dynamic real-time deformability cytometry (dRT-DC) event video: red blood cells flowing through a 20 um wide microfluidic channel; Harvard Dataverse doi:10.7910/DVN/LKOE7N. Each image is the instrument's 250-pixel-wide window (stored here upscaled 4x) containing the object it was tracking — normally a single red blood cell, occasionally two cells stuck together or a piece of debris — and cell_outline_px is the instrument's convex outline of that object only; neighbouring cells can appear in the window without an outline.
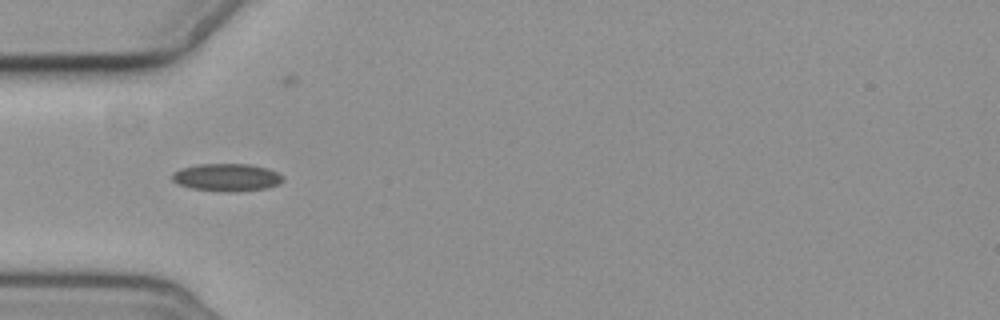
{"species": "common noctule bat (a hibernating species)", "species_latin": "Nyctalus noctula", "temperature_condition": "cold", "stored_images_in_passage": 4, "camera_frame_rate_fps": 3000, "um_per_image_px": 0.085, "animal": {"sex": "female", "body_mass_g": 19.3, "forearm_length_mm": 54.1}, "frame": {"image": 1, "passage_image": 2, "time_ms": 1.333, "image_size_px": [1000, 320], "cell_outline_px": [[284, 180], [280, 184], [268, 188], [192, 188], [180, 184], [172, 180], [172, 172], [180, 168], [196, 164], [248, 164], [268, 168], [284, 176]], "centroid_in_image_um": [19.28, 15.0], "position_along_channel_um": 65.7, "area_um2": 16.76}}
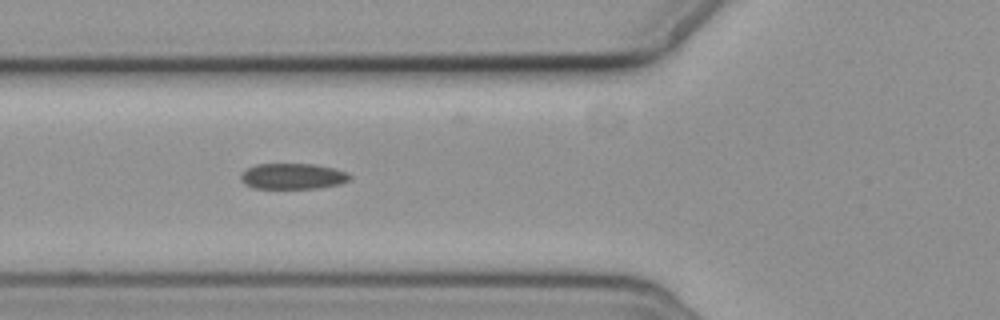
{"frame": {"image": 2, "passage_image": 3, "time_ms": 2.333, "image_size_px": [1000, 320], "cell_outline_px": [[352, 176], [348, 180], [340, 184], [316, 188], [256, 188], [244, 184], [240, 180], [240, 176], [248, 168], [256, 164], [316, 164], [348, 172]], "centroid_in_image_um": [24.89, 14.98], "position_along_channel_um": 100.9, "area_um2": 16.3}}
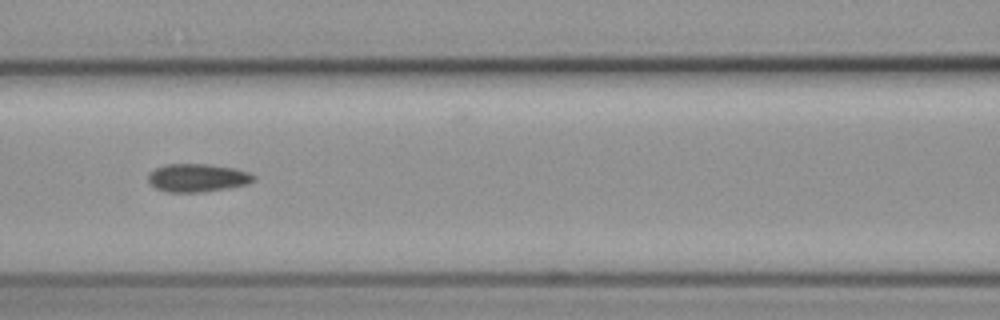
{"frame": {"image": 3, "passage_image": 4, "time_ms": 3.667, "image_size_px": [1000, 320], "cell_outline_px": [[256, 180], [248, 184], [228, 188], [200, 192], [168, 192], [156, 188], [148, 184], [148, 172], [156, 168], [168, 164], [208, 164], [236, 168], [248, 172], [256, 176]], "centroid_in_image_um": [16.79, 15.11], "position_along_channel_um": 149.8, "area_um2": 17.46}}